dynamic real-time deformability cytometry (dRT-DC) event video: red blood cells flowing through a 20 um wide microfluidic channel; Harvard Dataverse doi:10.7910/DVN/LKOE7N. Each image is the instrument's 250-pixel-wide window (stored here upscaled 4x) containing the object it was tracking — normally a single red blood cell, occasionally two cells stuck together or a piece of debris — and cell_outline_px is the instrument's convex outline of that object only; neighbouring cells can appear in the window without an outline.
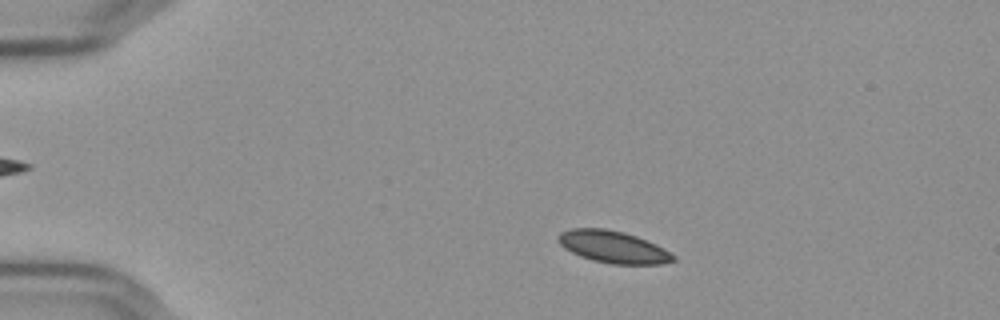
{"species": "Egyptian fruit bat (a non-hibernating species)", "species_latin": "Rousettus aegyptiacus", "temperature_condition": "cold", "stored_images_in_passage": 53, "camera_frame_rate_fps": 3000, "um_per_image_px": 0.085, "frame": {"image": 1, "passage_image": 8, "time_ms": 2.333, "image_size_px": [1000, 320], "cell_outline_px": [[676, 260], [660, 264], [612, 264], [592, 260], [580, 256], [564, 248], [560, 244], [560, 232], [572, 228], [604, 228], [624, 232], [636, 236], [656, 244], [664, 248], [676, 256]], "centroid_in_image_um": [52.15, 20.99], "position_along_channel_um": 32.9, "area_um2": 21.39}}
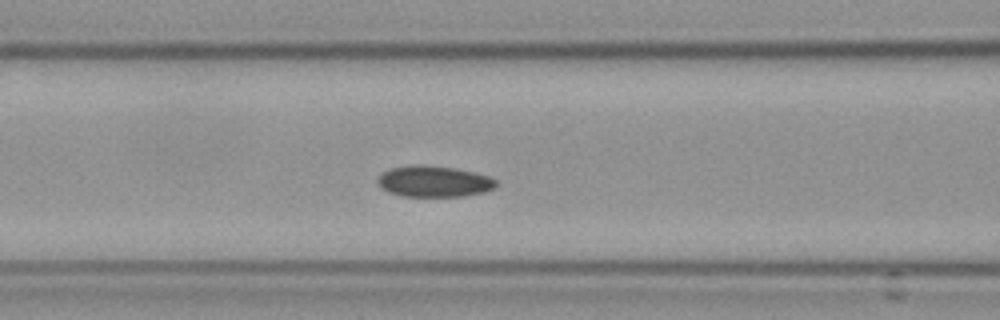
{"frame": {"image": 2, "passage_image": 21, "time_ms": 6.667, "image_size_px": [1000, 320], "cell_outline_px": [[496, 188], [484, 192], [464, 196], [400, 196], [388, 192], [380, 188], [376, 180], [380, 172], [392, 168], [412, 164], [420, 164], [456, 168], [488, 176], [496, 180]], "centroid_in_image_um": [36.83, 15.42], "position_along_channel_um": 129.8, "area_um2": 21.73}}
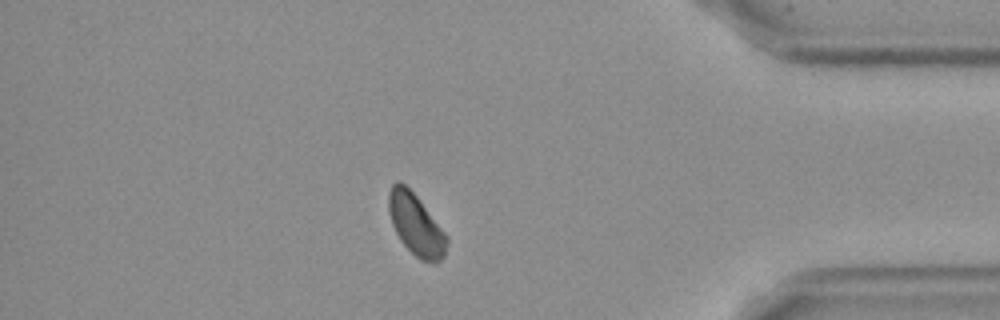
{"frame": {"image": 3, "passage_image": 46, "time_ms": 15.0, "image_size_px": [1000, 320], "cell_outline_px": [[448, 244], [444, 256], [440, 260], [432, 264], [420, 260], [400, 240], [392, 224], [388, 212], [388, 192], [392, 184], [396, 180], [400, 180], [416, 196], [448, 236]], "centroid_in_image_um": [35.34, 19.1], "position_along_channel_um": 399.9, "area_um2": 20.81}}